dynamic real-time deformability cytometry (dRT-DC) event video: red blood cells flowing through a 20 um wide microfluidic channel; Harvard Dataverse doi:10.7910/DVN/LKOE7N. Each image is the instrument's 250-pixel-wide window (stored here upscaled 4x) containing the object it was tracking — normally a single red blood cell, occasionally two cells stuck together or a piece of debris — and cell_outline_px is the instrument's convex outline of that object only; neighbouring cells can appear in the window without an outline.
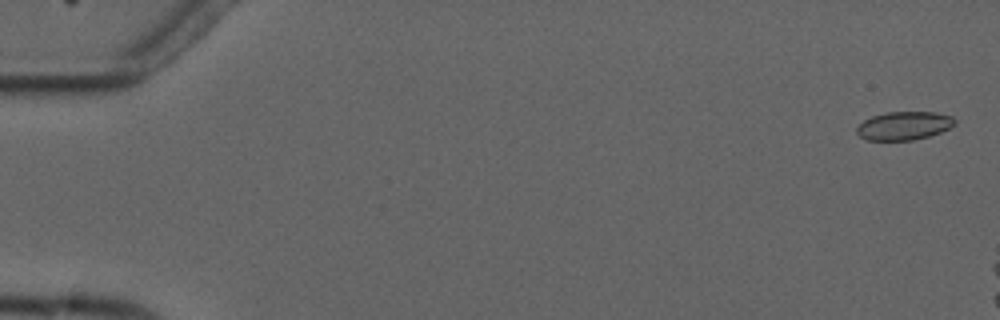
{"species": "common noctule bat (a hibernating species)", "species_latin": "Nyctalus noctula", "temperature_condition": "cold", "stored_images_in_passage": 4, "camera_frame_rate_fps": 3000, "um_per_image_px": 0.085, "animal": {"sex": "male", "forearm_length_mm": 52.5}, "frame": {"image": 1, "passage_image": 1, "time_ms": 0.0, "image_size_px": [1000, 320], "cell_outline_px": [[956, 124], [940, 132], [928, 136], [912, 140], [868, 140], [860, 136], [856, 132], [856, 128], [864, 120], [872, 116], [888, 112], [936, 112], [952, 116], [956, 120]], "centroid_in_image_um": [76.85, 10.68], "position_along_channel_um": 8.2, "area_um2": 16.13}}